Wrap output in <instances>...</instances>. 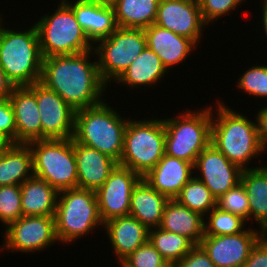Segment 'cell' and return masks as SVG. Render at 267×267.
<instances>
[{"label": "cell", "instance_id": "cell-30", "mask_svg": "<svg viewBox=\"0 0 267 267\" xmlns=\"http://www.w3.org/2000/svg\"><path fill=\"white\" fill-rule=\"evenodd\" d=\"M148 241L160 252L171 267L195 246L186 236L165 231L160 227L149 229Z\"/></svg>", "mask_w": 267, "mask_h": 267}, {"label": "cell", "instance_id": "cell-46", "mask_svg": "<svg viewBox=\"0 0 267 267\" xmlns=\"http://www.w3.org/2000/svg\"><path fill=\"white\" fill-rule=\"evenodd\" d=\"M1 15H2V14H1V12H0V24H1V22L4 20V19L2 18Z\"/></svg>", "mask_w": 267, "mask_h": 267}, {"label": "cell", "instance_id": "cell-33", "mask_svg": "<svg viewBox=\"0 0 267 267\" xmlns=\"http://www.w3.org/2000/svg\"><path fill=\"white\" fill-rule=\"evenodd\" d=\"M246 69L236 81L237 89H241L242 92L251 95V97L267 99V65L256 64Z\"/></svg>", "mask_w": 267, "mask_h": 267}, {"label": "cell", "instance_id": "cell-26", "mask_svg": "<svg viewBox=\"0 0 267 267\" xmlns=\"http://www.w3.org/2000/svg\"><path fill=\"white\" fill-rule=\"evenodd\" d=\"M168 73L158 55L147 46L141 54L115 81V84L127 85L130 89L139 87H152L164 80Z\"/></svg>", "mask_w": 267, "mask_h": 267}, {"label": "cell", "instance_id": "cell-19", "mask_svg": "<svg viewBox=\"0 0 267 267\" xmlns=\"http://www.w3.org/2000/svg\"><path fill=\"white\" fill-rule=\"evenodd\" d=\"M193 164L164 154L144 178L157 192L175 199L183 186L193 177Z\"/></svg>", "mask_w": 267, "mask_h": 267}, {"label": "cell", "instance_id": "cell-4", "mask_svg": "<svg viewBox=\"0 0 267 267\" xmlns=\"http://www.w3.org/2000/svg\"><path fill=\"white\" fill-rule=\"evenodd\" d=\"M116 110L105 100L96 106L77 110L73 138L119 162L130 118L122 117Z\"/></svg>", "mask_w": 267, "mask_h": 267}, {"label": "cell", "instance_id": "cell-1", "mask_svg": "<svg viewBox=\"0 0 267 267\" xmlns=\"http://www.w3.org/2000/svg\"><path fill=\"white\" fill-rule=\"evenodd\" d=\"M94 49L73 55L43 58L40 82L59 94L75 111L105 100L107 86L100 77ZM90 56V57H89Z\"/></svg>", "mask_w": 267, "mask_h": 267}, {"label": "cell", "instance_id": "cell-25", "mask_svg": "<svg viewBox=\"0 0 267 267\" xmlns=\"http://www.w3.org/2000/svg\"><path fill=\"white\" fill-rule=\"evenodd\" d=\"M263 165L244 169L240 181L248 197L250 220L267 234V164Z\"/></svg>", "mask_w": 267, "mask_h": 267}, {"label": "cell", "instance_id": "cell-44", "mask_svg": "<svg viewBox=\"0 0 267 267\" xmlns=\"http://www.w3.org/2000/svg\"><path fill=\"white\" fill-rule=\"evenodd\" d=\"M12 143L0 134V155L4 153Z\"/></svg>", "mask_w": 267, "mask_h": 267}, {"label": "cell", "instance_id": "cell-35", "mask_svg": "<svg viewBox=\"0 0 267 267\" xmlns=\"http://www.w3.org/2000/svg\"><path fill=\"white\" fill-rule=\"evenodd\" d=\"M20 217L21 185L0 186V222L6 228Z\"/></svg>", "mask_w": 267, "mask_h": 267}, {"label": "cell", "instance_id": "cell-11", "mask_svg": "<svg viewBox=\"0 0 267 267\" xmlns=\"http://www.w3.org/2000/svg\"><path fill=\"white\" fill-rule=\"evenodd\" d=\"M5 229L1 251L32 254L58 241L54 216H22Z\"/></svg>", "mask_w": 267, "mask_h": 267}, {"label": "cell", "instance_id": "cell-42", "mask_svg": "<svg viewBox=\"0 0 267 267\" xmlns=\"http://www.w3.org/2000/svg\"><path fill=\"white\" fill-rule=\"evenodd\" d=\"M14 88L15 86L0 67V100L9 98Z\"/></svg>", "mask_w": 267, "mask_h": 267}, {"label": "cell", "instance_id": "cell-3", "mask_svg": "<svg viewBox=\"0 0 267 267\" xmlns=\"http://www.w3.org/2000/svg\"><path fill=\"white\" fill-rule=\"evenodd\" d=\"M0 24V67L14 86L41 80L43 56L35 24L18 31Z\"/></svg>", "mask_w": 267, "mask_h": 267}, {"label": "cell", "instance_id": "cell-28", "mask_svg": "<svg viewBox=\"0 0 267 267\" xmlns=\"http://www.w3.org/2000/svg\"><path fill=\"white\" fill-rule=\"evenodd\" d=\"M33 176V155L28 144H12L0 155V186L21 185Z\"/></svg>", "mask_w": 267, "mask_h": 267}, {"label": "cell", "instance_id": "cell-13", "mask_svg": "<svg viewBox=\"0 0 267 267\" xmlns=\"http://www.w3.org/2000/svg\"><path fill=\"white\" fill-rule=\"evenodd\" d=\"M36 102L42 125V139L73 138L76 111L56 92L36 82Z\"/></svg>", "mask_w": 267, "mask_h": 267}, {"label": "cell", "instance_id": "cell-40", "mask_svg": "<svg viewBox=\"0 0 267 267\" xmlns=\"http://www.w3.org/2000/svg\"><path fill=\"white\" fill-rule=\"evenodd\" d=\"M244 267H267V234L252 247Z\"/></svg>", "mask_w": 267, "mask_h": 267}, {"label": "cell", "instance_id": "cell-8", "mask_svg": "<svg viewBox=\"0 0 267 267\" xmlns=\"http://www.w3.org/2000/svg\"><path fill=\"white\" fill-rule=\"evenodd\" d=\"M165 154V124L163 119H129L124 135L123 153L119 165L145 176Z\"/></svg>", "mask_w": 267, "mask_h": 267}, {"label": "cell", "instance_id": "cell-16", "mask_svg": "<svg viewBox=\"0 0 267 267\" xmlns=\"http://www.w3.org/2000/svg\"><path fill=\"white\" fill-rule=\"evenodd\" d=\"M154 24L187 37L196 45L207 27L198 0H160Z\"/></svg>", "mask_w": 267, "mask_h": 267}, {"label": "cell", "instance_id": "cell-27", "mask_svg": "<svg viewBox=\"0 0 267 267\" xmlns=\"http://www.w3.org/2000/svg\"><path fill=\"white\" fill-rule=\"evenodd\" d=\"M58 191L35 176L21 184L22 216H54Z\"/></svg>", "mask_w": 267, "mask_h": 267}, {"label": "cell", "instance_id": "cell-10", "mask_svg": "<svg viewBox=\"0 0 267 267\" xmlns=\"http://www.w3.org/2000/svg\"><path fill=\"white\" fill-rule=\"evenodd\" d=\"M146 46L144 29L118 27L109 37L98 40L93 49L103 82L107 86L115 82Z\"/></svg>", "mask_w": 267, "mask_h": 267}, {"label": "cell", "instance_id": "cell-36", "mask_svg": "<svg viewBox=\"0 0 267 267\" xmlns=\"http://www.w3.org/2000/svg\"><path fill=\"white\" fill-rule=\"evenodd\" d=\"M120 267H171L148 241L119 263Z\"/></svg>", "mask_w": 267, "mask_h": 267}, {"label": "cell", "instance_id": "cell-15", "mask_svg": "<svg viewBox=\"0 0 267 267\" xmlns=\"http://www.w3.org/2000/svg\"><path fill=\"white\" fill-rule=\"evenodd\" d=\"M194 175L218 199L240 182L242 169L229 161L212 143L196 158Z\"/></svg>", "mask_w": 267, "mask_h": 267}, {"label": "cell", "instance_id": "cell-20", "mask_svg": "<svg viewBox=\"0 0 267 267\" xmlns=\"http://www.w3.org/2000/svg\"><path fill=\"white\" fill-rule=\"evenodd\" d=\"M147 47L161 59L168 72L173 66L185 62L187 56L198 48L191 39L152 24L144 29Z\"/></svg>", "mask_w": 267, "mask_h": 267}, {"label": "cell", "instance_id": "cell-45", "mask_svg": "<svg viewBox=\"0 0 267 267\" xmlns=\"http://www.w3.org/2000/svg\"><path fill=\"white\" fill-rule=\"evenodd\" d=\"M85 1L96 3L98 5L113 7L118 0H85Z\"/></svg>", "mask_w": 267, "mask_h": 267}, {"label": "cell", "instance_id": "cell-31", "mask_svg": "<svg viewBox=\"0 0 267 267\" xmlns=\"http://www.w3.org/2000/svg\"><path fill=\"white\" fill-rule=\"evenodd\" d=\"M181 205L205 217L214 207L216 198L204 183L193 176L175 198Z\"/></svg>", "mask_w": 267, "mask_h": 267}, {"label": "cell", "instance_id": "cell-5", "mask_svg": "<svg viewBox=\"0 0 267 267\" xmlns=\"http://www.w3.org/2000/svg\"><path fill=\"white\" fill-rule=\"evenodd\" d=\"M166 118L165 154L194 165L198 155L211 144L212 106L183 110L176 117Z\"/></svg>", "mask_w": 267, "mask_h": 267}, {"label": "cell", "instance_id": "cell-2", "mask_svg": "<svg viewBox=\"0 0 267 267\" xmlns=\"http://www.w3.org/2000/svg\"><path fill=\"white\" fill-rule=\"evenodd\" d=\"M217 101V105L212 106L211 143L242 170L251 168L248 167L249 162L265 152L259 138L256 118L249 119L242 112L237 113L229 108L222 100ZM213 107H216V111ZM213 111L218 112L216 116Z\"/></svg>", "mask_w": 267, "mask_h": 267}, {"label": "cell", "instance_id": "cell-7", "mask_svg": "<svg viewBox=\"0 0 267 267\" xmlns=\"http://www.w3.org/2000/svg\"><path fill=\"white\" fill-rule=\"evenodd\" d=\"M59 1L53 13H45L34 23L43 58L93 50L94 44L76 20L73 10L63 0Z\"/></svg>", "mask_w": 267, "mask_h": 267}, {"label": "cell", "instance_id": "cell-9", "mask_svg": "<svg viewBox=\"0 0 267 267\" xmlns=\"http://www.w3.org/2000/svg\"><path fill=\"white\" fill-rule=\"evenodd\" d=\"M33 155V174L58 192L77 188L74 138L42 139L28 143Z\"/></svg>", "mask_w": 267, "mask_h": 267}, {"label": "cell", "instance_id": "cell-18", "mask_svg": "<svg viewBox=\"0 0 267 267\" xmlns=\"http://www.w3.org/2000/svg\"><path fill=\"white\" fill-rule=\"evenodd\" d=\"M74 155L77 168V188L97 191L118 164L110 156L78 143L74 139Z\"/></svg>", "mask_w": 267, "mask_h": 267}, {"label": "cell", "instance_id": "cell-21", "mask_svg": "<svg viewBox=\"0 0 267 267\" xmlns=\"http://www.w3.org/2000/svg\"><path fill=\"white\" fill-rule=\"evenodd\" d=\"M103 228L118 264L148 242L149 229L131 215L110 219L104 223Z\"/></svg>", "mask_w": 267, "mask_h": 267}, {"label": "cell", "instance_id": "cell-29", "mask_svg": "<svg viewBox=\"0 0 267 267\" xmlns=\"http://www.w3.org/2000/svg\"><path fill=\"white\" fill-rule=\"evenodd\" d=\"M160 0H118L113 6L117 26L145 29L154 24Z\"/></svg>", "mask_w": 267, "mask_h": 267}, {"label": "cell", "instance_id": "cell-6", "mask_svg": "<svg viewBox=\"0 0 267 267\" xmlns=\"http://www.w3.org/2000/svg\"><path fill=\"white\" fill-rule=\"evenodd\" d=\"M54 219L58 242L63 244H72L99 226L103 228L96 191L81 188L59 191Z\"/></svg>", "mask_w": 267, "mask_h": 267}, {"label": "cell", "instance_id": "cell-39", "mask_svg": "<svg viewBox=\"0 0 267 267\" xmlns=\"http://www.w3.org/2000/svg\"><path fill=\"white\" fill-rule=\"evenodd\" d=\"M173 267H216L200 245H195Z\"/></svg>", "mask_w": 267, "mask_h": 267}, {"label": "cell", "instance_id": "cell-32", "mask_svg": "<svg viewBox=\"0 0 267 267\" xmlns=\"http://www.w3.org/2000/svg\"><path fill=\"white\" fill-rule=\"evenodd\" d=\"M205 217L204 236L238 234L245 230L244 228H246L245 226L247 224L246 221L239 216L222 211L218 207H214Z\"/></svg>", "mask_w": 267, "mask_h": 267}, {"label": "cell", "instance_id": "cell-37", "mask_svg": "<svg viewBox=\"0 0 267 267\" xmlns=\"http://www.w3.org/2000/svg\"><path fill=\"white\" fill-rule=\"evenodd\" d=\"M244 2L246 0H198L201 17L207 26L241 7Z\"/></svg>", "mask_w": 267, "mask_h": 267}, {"label": "cell", "instance_id": "cell-22", "mask_svg": "<svg viewBox=\"0 0 267 267\" xmlns=\"http://www.w3.org/2000/svg\"><path fill=\"white\" fill-rule=\"evenodd\" d=\"M63 1L73 10L76 20L93 44L109 37L118 28L113 7L85 0Z\"/></svg>", "mask_w": 267, "mask_h": 267}, {"label": "cell", "instance_id": "cell-17", "mask_svg": "<svg viewBox=\"0 0 267 267\" xmlns=\"http://www.w3.org/2000/svg\"><path fill=\"white\" fill-rule=\"evenodd\" d=\"M9 100L15 116L17 144L42 140V125L36 102V83L30 86H15Z\"/></svg>", "mask_w": 267, "mask_h": 267}, {"label": "cell", "instance_id": "cell-24", "mask_svg": "<svg viewBox=\"0 0 267 267\" xmlns=\"http://www.w3.org/2000/svg\"><path fill=\"white\" fill-rule=\"evenodd\" d=\"M204 218L198 212L181 205L176 199H170L165 205L160 228L189 238L199 245L204 237Z\"/></svg>", "mask_w": 267, "mask_h": 267}, {"label": "cell", "instance_id": "cell-12", "mask_svg": "<svg viewBox=\"0 0 267 267\" xmlns=\"http://www.w3.org/2000/svg\"><path fill=\"white\" fill-rule=\"evenodd\" d=\"M141 178L131 169L116 165L105 183L96 191L103 223L129 215L132 190Z\"/></svg>", "mask_w": 267, "mask_h": 267}, {"label": "cell", "instance_id": "cell-23", "mask_svg": "<svg viewBox=\"0 0 267 267\" xmlns=\"http://www.w3.org/2000/svg\"><path fill=\"white\" fill-rule=\"evenodd\" d=\"M169 200L141 178L132 190L129 215L138 219L148 229L157 228L161 224L165 205Z\"/></svg>", "mask_w": 267, "mask_h": 267}, {"label": "cell", "instance_id": "cell-38", "mask_svg": "<svg viewBox=\"0 0 267 267\" xmlns=\"http://www.w3.org/2000/svg\"><path fill=\"white\" fill-rule=\"evenodd\" d=\"M0 134L17 144L15 116L9 98L0 100Z\"/></svg>", "mask_w": 267, "mask_h": 267}, {"label": "cell", "instance_id": "cell-14", "mask_svg": "<svg viewBox=\"0 0 267 267\" xmlns=\"http://www.w3.org/2000/svg\"><path fill=\"white\" fill-rule=\"evenodd\" d=\"M264 235L251 227L234 235L204 236L199 245L216 267H244L252 247Z\"/></svg>", "mask_w": 267, "mask_h": 267}, {"label": "cell", "instance_id": "cell-34", "mask_svg": "<svg viewBox=\"0 0 267 267\" xmlns=\"http://www.w3.org/2000/svg\"><path fill=\"white\" fill-rule=\"evenodd\" d=\"M216 207L239 216L246 222L250 220L248 197L241 181L216 199Z\"/></svg>", "mask_w": 267, "mask_h": 267}, {"label": "cell", "instance_id": "cell-41", "mask_svg": "<svg viewBox=\"0 0 267 267\" xmlns=\"http://www.w3.org/2000/svg\"><path fill=\"white\" fill-rule=\"evenodd\" d=\"M255 116L260 141L265 151H267V104L261 109L259 108V111Z\"/></svg>", "mask_w": 267, "mask_h": 267}, {"label": "cell", "instance_id": "cell-43", "mask_svg": "<svg viewBox=\"0 0 267 267\" xmlns=\"http://www.w3.org/2000/svg\"><path fill=\"white\" fill-rule=\"evenodd\" d=\"M262 20H261V24L263 25V32L266 34V38H267V0H262Z\"/></svg>", "mask_w": 267, "mask_h": 267}]
</instances>
